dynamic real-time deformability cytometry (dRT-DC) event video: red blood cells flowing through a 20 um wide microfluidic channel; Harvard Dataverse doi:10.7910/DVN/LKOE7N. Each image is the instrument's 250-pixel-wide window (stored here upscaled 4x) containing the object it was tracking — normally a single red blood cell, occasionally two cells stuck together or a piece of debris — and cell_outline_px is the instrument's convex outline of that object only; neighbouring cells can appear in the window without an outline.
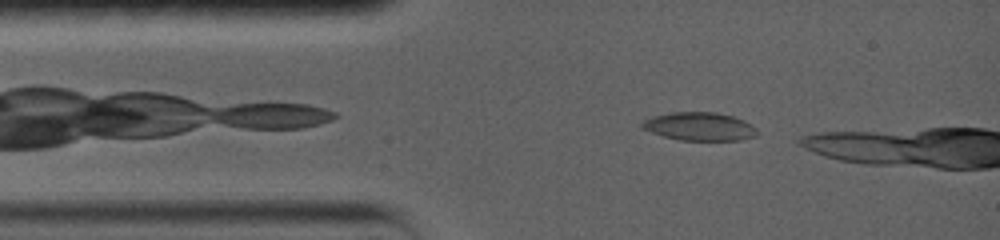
{"species": "common noctule bat (a hibernating species)", "species_latin": "Nyctalus noctula", "temperature_condition": "warm", "stored_images_in_passage": 3, "camera_frame_rate_fps": 5000, "um_per_image_px": 0.085, "animal": {"sex": "female", "body_mass_g": 19.0, "forearm_length_mm": 56.7}, "frame": {"image": 1, "passage_image": 1, "time_ms": 0.0, "image_size_px": [1000, 240], "cell_outline_px": [[760, 132], [756, 136], [740, 140], [680, 140], [664, 136], [640, 128], [640, 124], [644, 120], [652, 116], [672, 112], [716, 112], [732, 116], [756, 128]], "centroid_in_image_um": [59.43, 10.75], "position_along_channel_um": 25.6, "area_um2": 18.84}}